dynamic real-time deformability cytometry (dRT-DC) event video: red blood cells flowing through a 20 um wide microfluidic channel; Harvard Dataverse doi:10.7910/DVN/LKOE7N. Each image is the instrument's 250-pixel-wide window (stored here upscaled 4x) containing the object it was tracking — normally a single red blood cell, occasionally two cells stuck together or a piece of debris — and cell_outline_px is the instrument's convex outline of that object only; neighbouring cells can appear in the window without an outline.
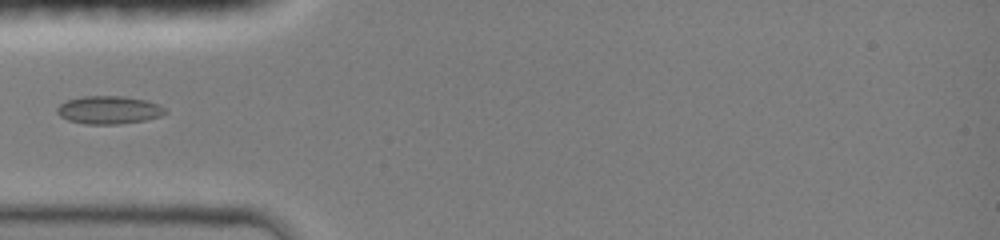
{"species": "common noctule bat (a hibernating species)", "species_latin": "Nyctalus noctula", "temperature_condition": "room temperature", "stored_images_in_passage": 33, "camera_frame_rate_fps": 3000, "um_per_image_px": 0.085, "animal": {"sex": "female", "body_mass_g": 19.0, "forearm_length_mm": 51.5}, "frame": {"image": 1, "passage_image": 1, "time_ms": 0.0, "image_size_px": [1000, 240], "cell_outline_px": [[168, 112], [160, 116], [144, 120], [116, 124], [84, 124], [68, 120], [60, 116], [56, 112], [56, 108], [60, 104], [68, 100], [84, 96], [124, 96], [144, 100], [160, 104]], "centroid_in_image_um": [9.24, 9.34], "position_along_channel_um": 75.8, "area_um2": 17.57}}
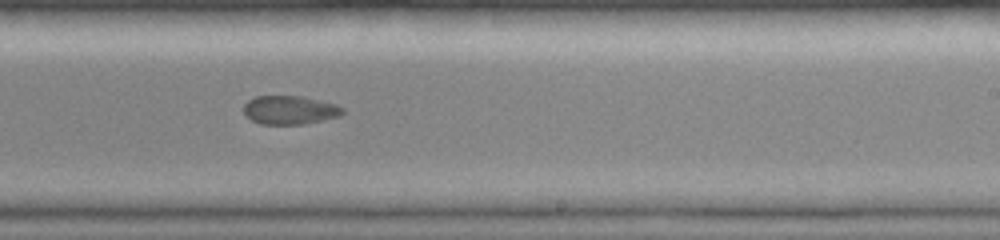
{"frame": {"image": 2, "passage_image": 15, "time_ms": 4.667, "image_size_px": [1000, 240], "cell_outline_px": [[344, 112], [340, 116], [304, 124], [260, 124], [252, 120], [244, 112], [244, 104], [248, 100], [256, 96], [300, 96], [336, 104], [344, 108]], "centroid_in_image_um": [24.64, 9.35], "position_along_channel_um": 264.4, "area_um2": 16.42}}
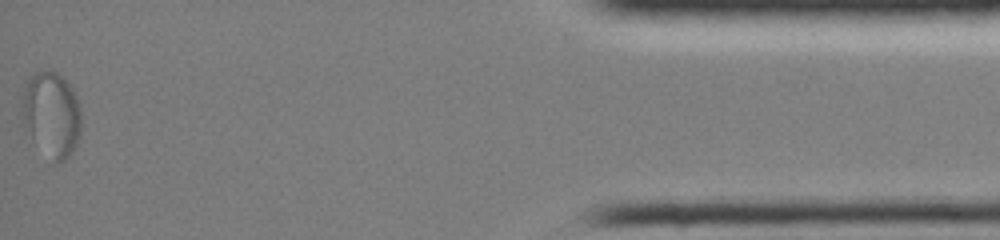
{"frame": {"image": 3, "passage_image": 33, "time_ms": 10.667, "image_size_px": [1000, 240], "cell_outline_px": [[80, 136], [72, 152], [60, 164], [52, 160], [24, 132], [20, 100], [24, 88], [32, 72], [56, 72], [72, 88], [76, 96], [80, 108]], "centroid_in_image_um": [4.34, 9.74], "position_along_channel_um": 430.9, "area_um2": 29.59}}